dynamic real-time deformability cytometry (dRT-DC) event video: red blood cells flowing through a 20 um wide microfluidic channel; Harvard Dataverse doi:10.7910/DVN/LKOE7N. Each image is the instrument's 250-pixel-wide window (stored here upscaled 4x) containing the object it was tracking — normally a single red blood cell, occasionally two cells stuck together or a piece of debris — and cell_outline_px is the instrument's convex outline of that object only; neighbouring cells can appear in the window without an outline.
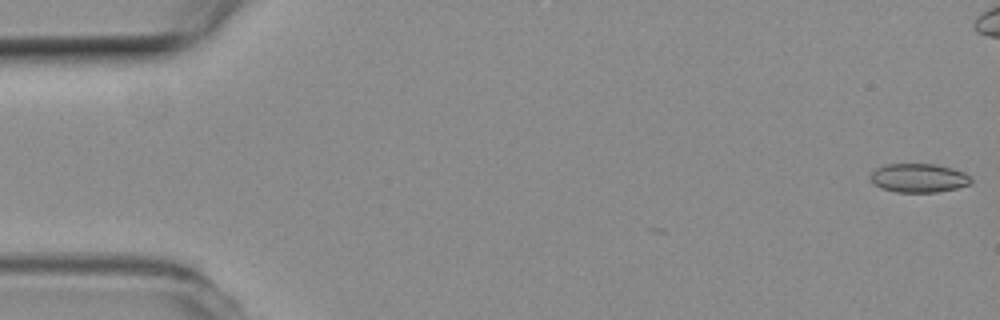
{"species": "common noctule bat (a hibernating species)", "species_latin": "Nyctalus noctula", "temperature_condition": "room temperature", "stored_images_in_passage": 6, "camera_frame_rate_fps": 3000, "um_per_image_px": 0.085, "animal": {"sex": "female", "body_mass_g": 19.3, "forearm_length_mm": 54.1}, "frame": {"image": 1, "passage_image": 1, "time_ms": 0.0, "image_size_px": [1000, 320], "cell_outline_px": [[972, 184], [956, 188], [936, 192], [896, 192], [880, 188], [872, 184], [868, 176], [876, 168], [884, 164], [936, 164], [952, 168], [964, 172], [972, 176]], "centroid_in_image_um": [78.07, 15.13], "position_along_channel_um": 6.9, "area_um2": 17.22}}